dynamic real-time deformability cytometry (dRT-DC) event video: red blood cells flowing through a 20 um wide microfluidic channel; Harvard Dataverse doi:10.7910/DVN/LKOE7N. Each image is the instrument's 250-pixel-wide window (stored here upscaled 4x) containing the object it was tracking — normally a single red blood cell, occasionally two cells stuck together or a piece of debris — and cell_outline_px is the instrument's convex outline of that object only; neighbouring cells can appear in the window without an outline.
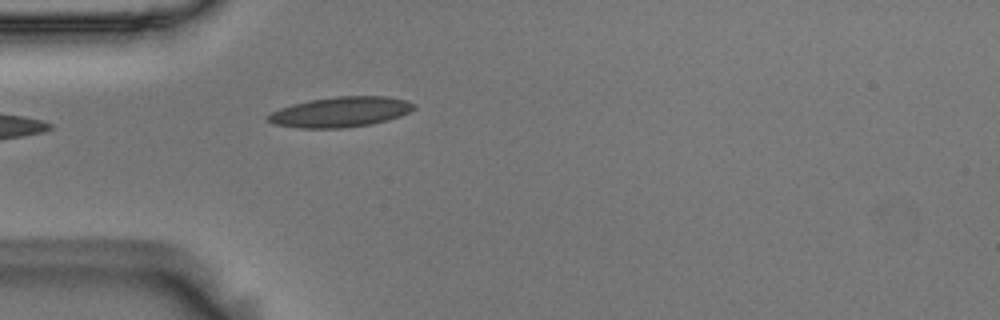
{"species": "Egyptian fruit bat (a non-hibernating species)", "species_latin": "Rousettus aegyptiacus", "temperature_condition": "room temperature", "stored_images_in_passage": 5, "camera_frame_rate_fps": 3000, "um_per_image_px": 0.085, "animal": {"sex": "male"}, "frame": {"image": 1, "passage_image": 5, "time_ms": 1.333, "image_size_px": [1000, 320], "cell_outline_px": [[416, 108], [400, 116], [388, 120], [368, 124], [340, 128], [300, 128], [272, 124], [264, 116], [280, 108], [292, 104], [308, 100], [336, 96], [388, 96], [404, 100], [412, 104]], "centroid_in_image_um": [28.88, 9.51], "position_along_channel_um": 56.1, "area_um2": 25.61}}